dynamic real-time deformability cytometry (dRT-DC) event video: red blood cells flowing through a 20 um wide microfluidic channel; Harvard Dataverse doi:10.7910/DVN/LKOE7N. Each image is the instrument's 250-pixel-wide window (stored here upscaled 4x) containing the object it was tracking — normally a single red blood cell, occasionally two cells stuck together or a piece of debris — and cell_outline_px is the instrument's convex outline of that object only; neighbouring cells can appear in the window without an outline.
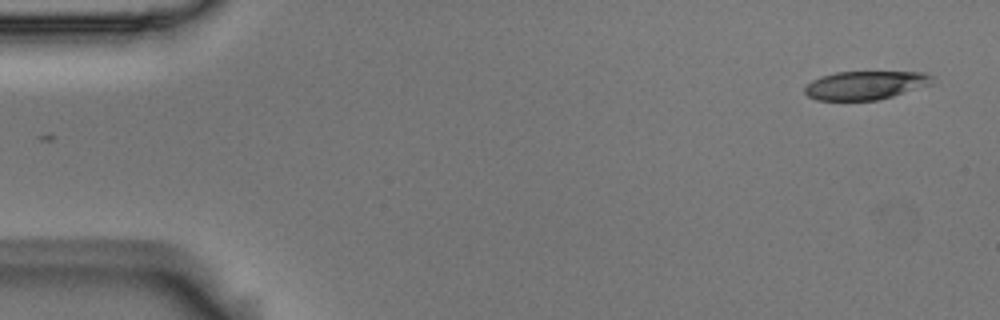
{"species": "Egyptian fruit bat (a non-hibernating species)", "species_latin": "Rousettus aegyptiacus", "temperature_condition": "room temperature", "stored_images_in_passage": 2, "camera_frame_rate_fps": 3000, "um_per_image_px": 0.085, "animal": {"sex": "male"}, "frame": {"image": 1, "passage_image": 2, "time_ms": 0.333, "image_size_px": [1000, 320], "cell_outline_px": [[932, 84], [892, 96], [876, 100], [816, 100], [808, 96], [804, 92], [804, 88], [812, 80], [820, 76], [836, 72], [924, 72], [932, 76]], "centroid_in_image_um": [73.53, 7.24], "position_along_channel_um": 11.5, "area_um2": 21.1}}